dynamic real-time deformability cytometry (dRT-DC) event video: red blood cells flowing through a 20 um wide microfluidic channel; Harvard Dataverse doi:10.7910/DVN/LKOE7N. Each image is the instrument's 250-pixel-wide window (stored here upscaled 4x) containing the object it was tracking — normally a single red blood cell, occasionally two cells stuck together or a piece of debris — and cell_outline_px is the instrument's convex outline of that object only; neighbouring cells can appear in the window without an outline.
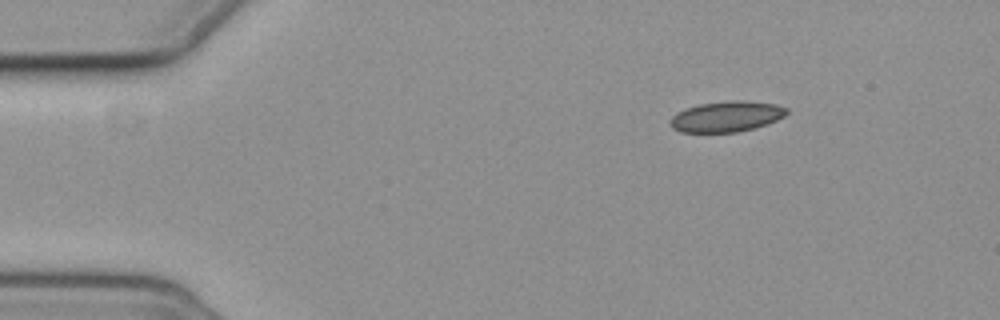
{"species": "common noctule bat (a hibernating species)", "species_latin": "Nyctalus noctula", "temperature_condition": "cold", "stored_images_in_passage": 3, "camera_frame_rate_fps": 3000, "um_per_image_px": 0.085, "animal": {"sex": "female", "body_mass_g": 19.3, "forearm_length_mm": 54.1}, "frame": {"image": 1, "passage_image": 1, "time_ms": 0.0, "image_size_px": [1000, 320], "cell_outline_px": [[788, 112], [784, 116], [776, 120], [756, 128], [736, 132], [680, 132], [672, 128], [672, 116], [688, 108], [700, 104], [732, 100], [740, 100], [776, 104], [788, 108]], "centroid_in_image_um": [61.81, 9.91], "position_along_channel_um": 23.2, "area_um2": 20.52}}